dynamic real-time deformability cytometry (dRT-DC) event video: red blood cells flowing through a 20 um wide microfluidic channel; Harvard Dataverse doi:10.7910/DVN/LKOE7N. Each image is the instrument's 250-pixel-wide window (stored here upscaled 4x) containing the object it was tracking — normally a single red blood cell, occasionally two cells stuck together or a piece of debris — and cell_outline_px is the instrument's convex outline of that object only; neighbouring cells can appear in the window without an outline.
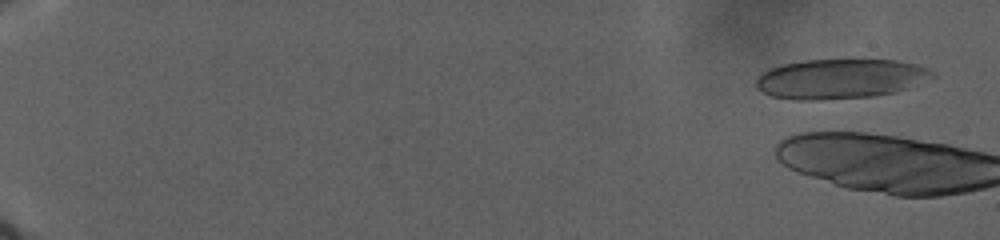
{"species": "human", "species_latin": "Homo sapiens", "temperature_condition": "warm", "stored_images_in_passage": 15, "camera_frame_rate_fps": 3000, "um_per_image_px": 0.085, "donor": {"sex": "male"}, "frame": {"image": 1, "passage_image": 7, "time_ms": 1.667, "image_size_px": [1000, 240], "cell_outline_px": [[936, 76], [908, 88], [896, 92], [872, 96], [812, 100], [792, 100], [772, 96], [756, 88], [756, 80], [760, 72], [784, 64], [804, 60], [900, 60], [920, 64], [936, 72]], "centroid_in_image_um": [71.46, 6.69], "position_along_channel_um": 13.5, "area_um2": 41.04}}